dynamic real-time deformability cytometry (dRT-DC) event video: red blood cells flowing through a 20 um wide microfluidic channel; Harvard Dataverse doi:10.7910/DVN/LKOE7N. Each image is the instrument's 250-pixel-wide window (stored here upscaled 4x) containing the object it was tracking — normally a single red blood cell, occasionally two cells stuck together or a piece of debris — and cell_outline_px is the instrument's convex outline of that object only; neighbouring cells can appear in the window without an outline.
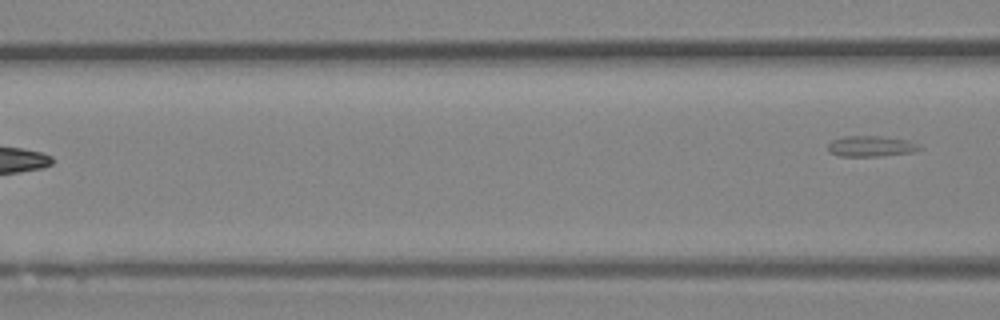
{"species": "Egyptian fruit bat (a non-hibernating species)", "species_latin": "Rousettus aegyptiacus", "temperature_condition": "room temperature", "stored_images_in_passage": 4, "segment_of_instrument_passage": [2, 2], "camera_frame_rate_fps": 3000, "um_per_image_px": 0.085, "animal": {"sex": "female"}, "frame": {"image": 1, "passage_image": 4, "time_ms": 3.667, "image_size_px": [1000, 320], "cell_outline_px": [[920, 148], [912, 152], [876, 156], [840, 156], [832, 152], [828, 148], [828, 144], [832, 140], [844, 136], [880, 136], [908, 140], [920, 144]], "centroid_in_image_um": [74.03, 12.42], "position_along_channel_um": 92.6, "area_um2": 10.87}}